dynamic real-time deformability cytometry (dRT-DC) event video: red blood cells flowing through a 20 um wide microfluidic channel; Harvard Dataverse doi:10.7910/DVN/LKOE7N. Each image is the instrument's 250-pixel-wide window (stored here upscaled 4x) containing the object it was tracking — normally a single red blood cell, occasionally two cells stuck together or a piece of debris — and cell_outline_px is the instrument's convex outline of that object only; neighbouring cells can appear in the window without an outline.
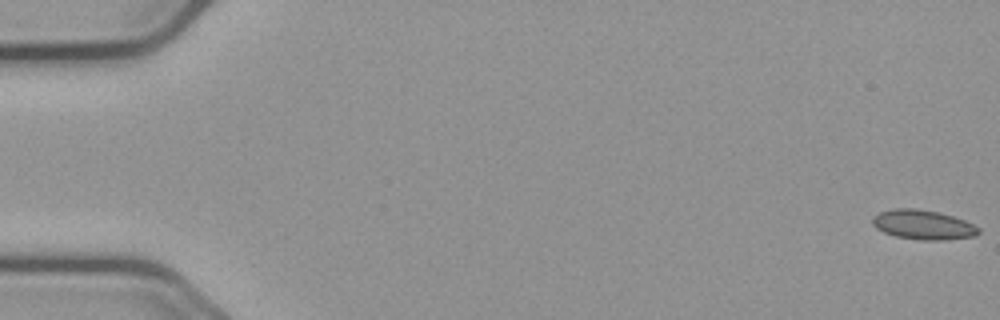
{"species": "common noctule bat (a hibernating species)", "species_latin": "Nyctalus noctula", "temperature_condition": "cold", "stored_images_in_passage": 57, "camera_frame_rate_fps": 3000, "um_per_image_px": 0.085, "animal": {"sex": "male", "body_mass_g": 23.1, "forearm_length_mm": 52.7}, "frame": {"image": 1, "passage_image": 1, "time_ms": 0.0, "image_size_px": [1000, 320], "cell_outline_px": [[980, 232], [976, 236], [944, 240], [920, 240], [896, 236], [884, 232], [876, 228], [872, 224], [872, 220], [880, 212], [896, 208], [916, 208], [940, 212], [964, 220], [980, 228]], "centroid_in_image_um": [78.49, 19.1], "position_along_channel_um": 6.5, "area_um2": 18.21}}
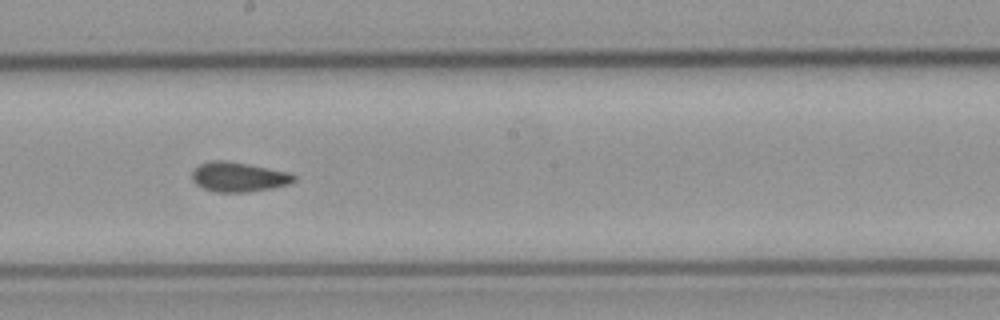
{"frame": {"image": 2, "passage_image": 32, "time_ms": 10.333, "image_size_px": [1000, 320], "cell_outline_px": [[296, 180], [288, 184], [272, 188], [248, 192], [216, 192], [204, 188], [196, 184], [192, 180], [192, 172], [200, 164], [208, 160], [228, 160], [288, 172], [296, 176]], "centroid_in_image_um": [20.27, 15.03], "position_along_channel_um": 227.9, "area_um2": 17.63}}
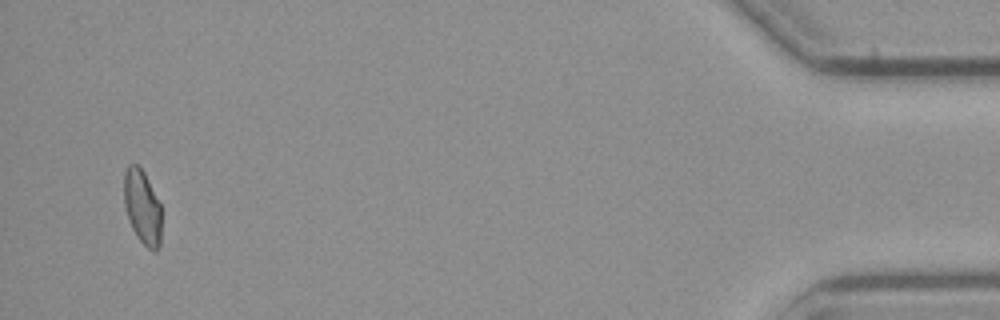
{"frame": {"image": 3, "passage_image": 55, "time_ms": 18.0, "image_size_px": [1000, 320], "cell_outline_px": [[160, 248], [156, 252], [148, 248], [136, 236], [128, 220], [124, 204], [124, 172], [128, 164], [136, 164], [144, 172], [160, 204]], "centroid_in_image_um": [12.08, 17.61], "position_along_channel_um": 423.1, "area_um2": 16.18}, "authors_computed_cell_mechanics": {"area_um2": 17.34, "velocity_mm_per_s": 3.6607, "shape_relaxation_time_tau1_ms": null, "shape_relaxation_time_tau2_ms": 3.2226, "deformation_change_tau1": null, "deformation_change_tau2": 0.0707}}